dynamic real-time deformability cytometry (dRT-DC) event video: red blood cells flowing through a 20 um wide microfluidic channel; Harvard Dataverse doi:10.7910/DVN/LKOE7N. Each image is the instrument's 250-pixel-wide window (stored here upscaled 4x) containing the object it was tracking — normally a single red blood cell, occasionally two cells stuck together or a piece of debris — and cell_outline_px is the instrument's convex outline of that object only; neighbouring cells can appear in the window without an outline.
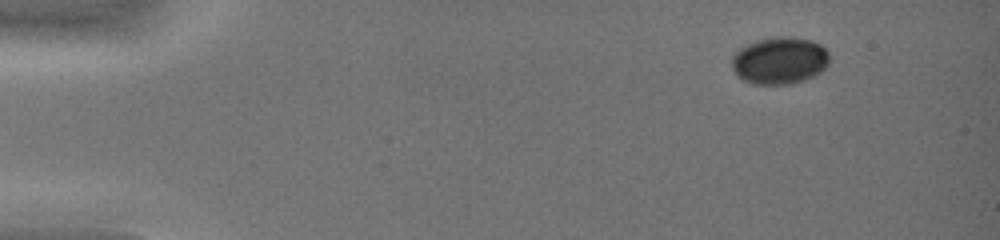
{"species": "common noctule bat (a hibernating species)", "species_latin": "Nyctalus noctula", "temperature_condition": "warm", "stored_images_in_passage": 40, "camera_frame_rate_fps": 3000, "um_per_image_px": 0.085, "animal": {"sex": "female", "body_mass_g": 19.0, "forearm_length_mm": 51.5}, "frame": {"image": 1, "passage_image": 1, "time_ms": 0.0, "image_size_px": [1000, 240], "cell_outline_px": [[828, 64], [820, 72], [804, 80], [792, 84], [752, 84], [744, 80], [732, 68], [732, 56], [740, 48], [756, 40], [776, 36], [788, 36], [812, 40], [820, 44], [828, 52]], "centroid_in_image_um": [66.27, 5.14], "position_along_channel_um": 18.7, "area_um2": 26.76}}
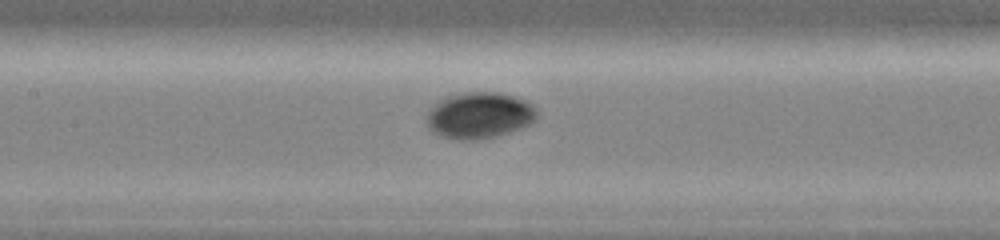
{"frame": {"image": 2, "passage_image": 19, "time_ms": 6.0, "image_size_px": [1000, 240], "cell_outline_px": [[536, 120], [532, 124], [496, 136], [476, 140], [456, 140], [440, 136], [432, 132], [428, 128], [428, 112], [440, 100], [448, 96], [468, 92], [496, 92], [512, 96], [524, 100], [532, 104], [536, 108]], "centroid_in_image_um": [40.76, 9.82], "position_along_channel_um": 166.6, "area_um2": 29.59}}
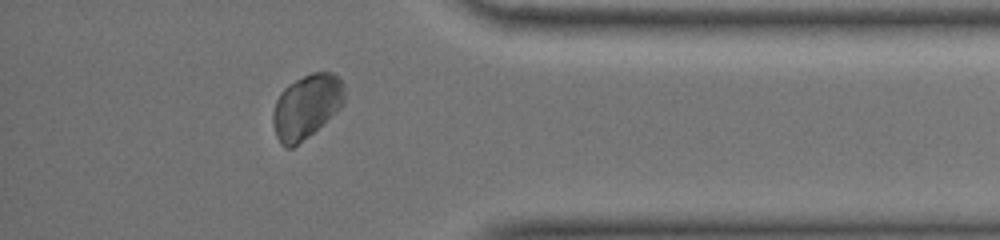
{"frame": {"image": 3, "passage_image": 36, "time_ms": 11.667, "image_size_px": [1000, 240], "cell_outline_px": [[344, 100], [340, 108], [308, 136], [292, 148], [284, 148], [280, 144], [276, 136], [272, 124], [272, 112], [276, 100], [280, 92], [288, 84], [312, 72], [332, 72], [340, 76], [344, 84]], "centroid_in_image_um": [26.03, 9.04], "position_along_channel_um": 409.2, "area_um2": 26.76}, "authors_computed_cell_mechanics": {"area_um2": 27.5128, "velocity_mm_per_s": 4.4026, "shape_relaxation_time_tau1_ms": 0.8563, "shape_relaxation_time_tau2_ms": null, "deformation_change_tau1": 0.0598, "deformation_change_tau2": null}}